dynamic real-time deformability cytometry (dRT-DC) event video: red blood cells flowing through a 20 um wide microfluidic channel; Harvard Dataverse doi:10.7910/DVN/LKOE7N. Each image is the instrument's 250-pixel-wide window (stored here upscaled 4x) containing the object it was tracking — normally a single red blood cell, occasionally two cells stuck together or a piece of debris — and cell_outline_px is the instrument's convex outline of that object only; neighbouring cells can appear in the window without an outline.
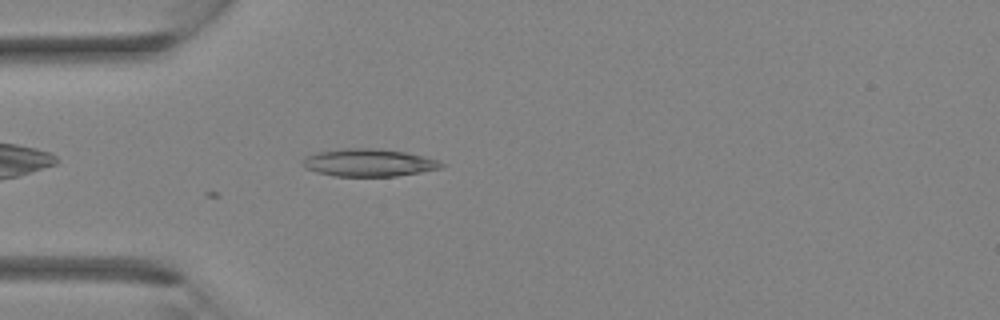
{"species": "Egyptian fruit bat (a non-hibernating species)", "species_latin": "Rousettus aegyptiacus", "temperature_condition": "room temperature", "stored_images_in_passage": 4, "camera_frame_rate_fps": 3000, "um_per_image_px": 0.085, "animal": {"sex": "female"}, "frame": {"image": 1, "passage_image": 4, "time_ms": 1.0, "image_size_px": [1000, 320], "cell_outline_px": [[444, 168], [396, 176], [336, 176], [316, 172], [304, 168], [304, 156], [316, 152], [344, 148], [376, 148], [404, 152], [424, 156], [436, 160], [444, 164]], "centroid_in_image_um": [31.33, 13.82], "position_along_channel_um": 53.7, "area_um2": 22.25}}